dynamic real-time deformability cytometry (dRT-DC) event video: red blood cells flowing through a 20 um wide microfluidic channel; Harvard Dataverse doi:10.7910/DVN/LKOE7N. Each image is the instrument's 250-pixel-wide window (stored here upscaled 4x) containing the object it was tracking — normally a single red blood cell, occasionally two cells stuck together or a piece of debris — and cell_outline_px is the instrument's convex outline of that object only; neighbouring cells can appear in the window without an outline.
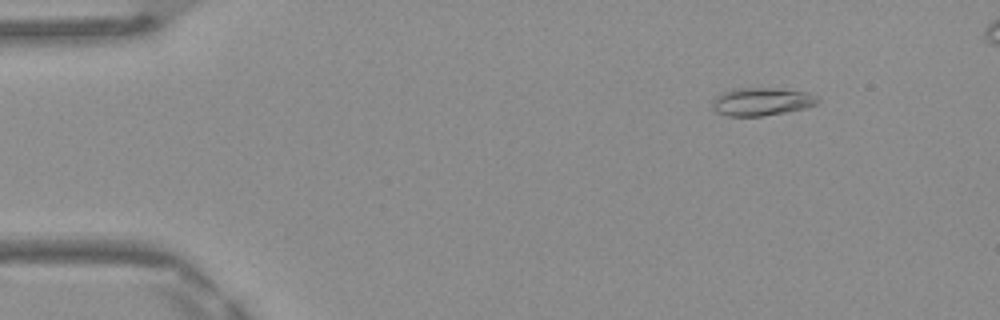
{"species": "Egyptian fruit bat (a non-hibernating species)", "species_latin": "Rousettus aegyptiacus", "temperature_condition": "warm", "stored_images_in_passage": 48, "camera_frame_rate_fps": 3000, "um_per_image_px": 0.085, "frame": {"image": 1, "passage_image": 6, "time_ms": 1.667, "image_size_px": [1000, 320], "cell_outline_px": [[820, 100], [816, 104], [804, 108], [784, 112], [760, 116], [728, 116], [716, 112], [712, 108], [712, 100], [716, 96], [732, 88], [776, 88], [808, 92], [816, 96]], "centroid_in_image_um": [64.71, 8.63], "position_along_channel_um": 20.3, "area_um2": 17.17}}
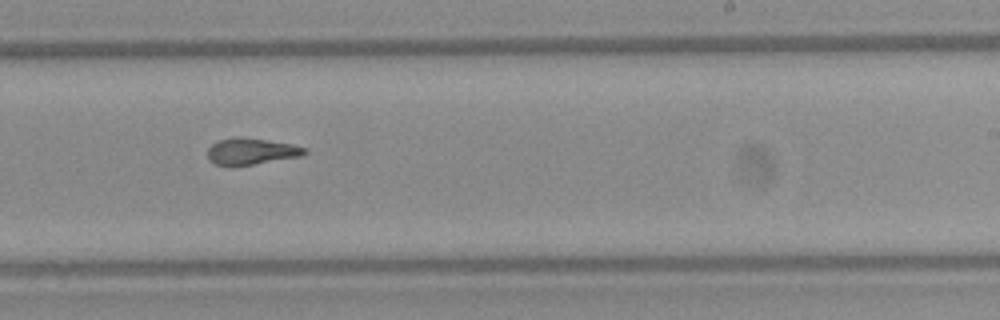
{"frame": {"image": 2, "passage_image": 30, "time_ms": 9.667, "image_size_px": [1000, 320], "cell_outline_px": [[308, 152], [304, 156], [232, 168], [228, 168], [216, 164], [208, 160], [208, 148], [216, 140], [232, 136], [244, 136], [292, 144], [308, 148]], "centroid_in_image_um": [21.34, 12.88], "position_along_channel_um": 267.7, "area_um2": 15.84}}
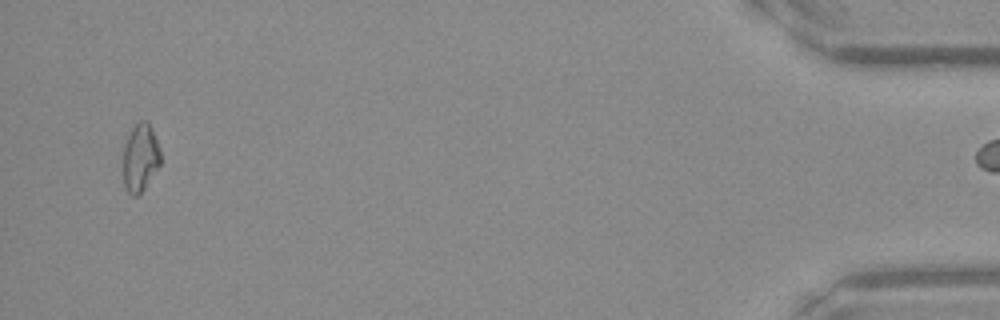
{"frame": {"image": 3, "passage_image": 47, "time_ms": 15.333, "image_size_px": [1000, 320], "cell_outline_px": [[160, 164], [144, 188], [136, 196], [132, 196], [128, 192], [124, 184], [124, 144], [132, 128], [140, 120], [148, 120], [152, 128], [160, 148]], "centroid_in_image_um": [11.93, 13.36], "position_along_channel_um": 423.3, "area_um2": 14.62}}